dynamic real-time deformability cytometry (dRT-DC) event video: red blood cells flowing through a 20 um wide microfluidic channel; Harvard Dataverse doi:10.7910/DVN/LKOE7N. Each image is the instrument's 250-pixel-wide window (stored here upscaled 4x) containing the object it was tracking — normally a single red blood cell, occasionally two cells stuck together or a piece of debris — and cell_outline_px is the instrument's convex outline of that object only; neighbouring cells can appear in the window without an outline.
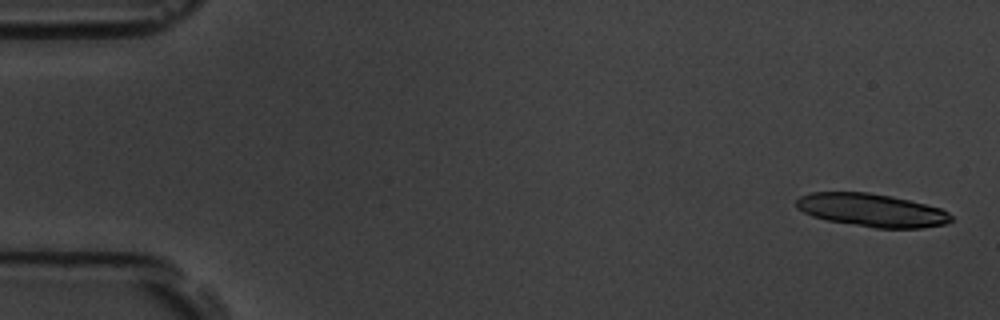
{"species": "common noctule bat (a hibernating species)", "species_latin": "Nyctalus noctula", "temperature_condition": "room temperature", "stored_images_in_passage": 10, "camera_frame_rate_fps": 3000, "um_per_image_px": 0.085, "animal": {"sex": "male", "body_mass_g": 19.5, "forearm_length_mm": 54.6}, "frame": {"image": 1, "passage_image": 1, "time_ms": 0.0, "image_size_px": [1000, 320], "cell_outline_px": [[952, 220], [944, 224], [920, 228], [876, 228], [828, 220], [812, 216], [796, 208], [796, 200], [800, 196], [812, 192], [868, 192], [892, 196], [940, 208], [948, 212], [952, 216]], "centroid_in_image_um": [74.08, 17.86], "position_along_channel_um": 10.9, "area_um2": 29.65}}
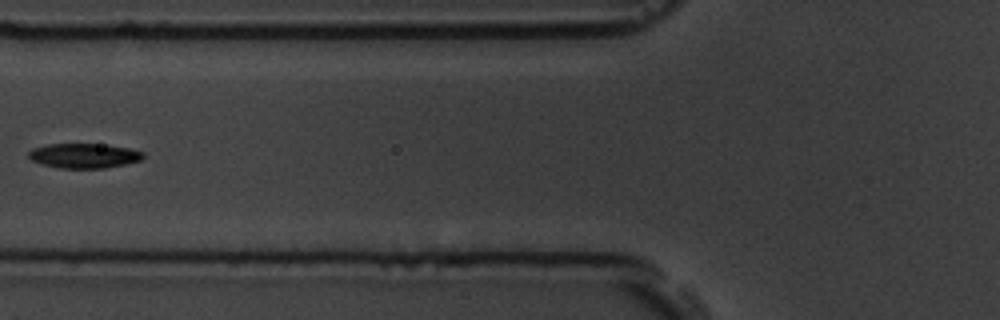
{"frame": {"image": 2, "passage_image": 7, "time_ms": 2.0, "image_size_px": [1000, 320], "cell_outline_px": [[144, 156], [140, 160], [124, 164], [104, 168], [60, 168], [44, 164], [32, 160], [28, 156], [28, 152], [32, 148], [48, 144], [96, 144], [128, 148], [144, 152]], "centroid_in_image_um": [7.12, 13.23], "position_along_channel_um": 118.7, "area_um2": 16.24}}
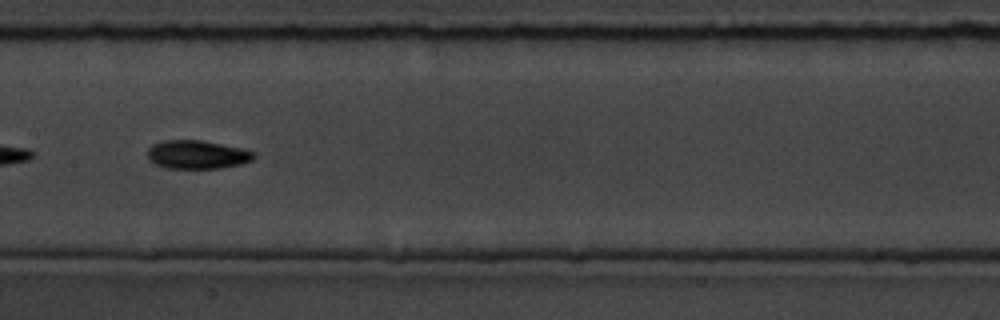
{"frame": {"image": 3, "passage_image": 9, "time_ms": 2.667, "image_size_px": [1000, 320], "cell_outline_px": [[256, 156], [252, 160], [240, 164], [220, 168], [164, 168], [148, 160], [148, 148], [152, 144], [160, 140], [200, 140], [244, 148], [252, 152]], "centroid_in_image_um": [16.72, 13.13], "position_along_channel_um": 190.7, "area_um2": 17.74}}